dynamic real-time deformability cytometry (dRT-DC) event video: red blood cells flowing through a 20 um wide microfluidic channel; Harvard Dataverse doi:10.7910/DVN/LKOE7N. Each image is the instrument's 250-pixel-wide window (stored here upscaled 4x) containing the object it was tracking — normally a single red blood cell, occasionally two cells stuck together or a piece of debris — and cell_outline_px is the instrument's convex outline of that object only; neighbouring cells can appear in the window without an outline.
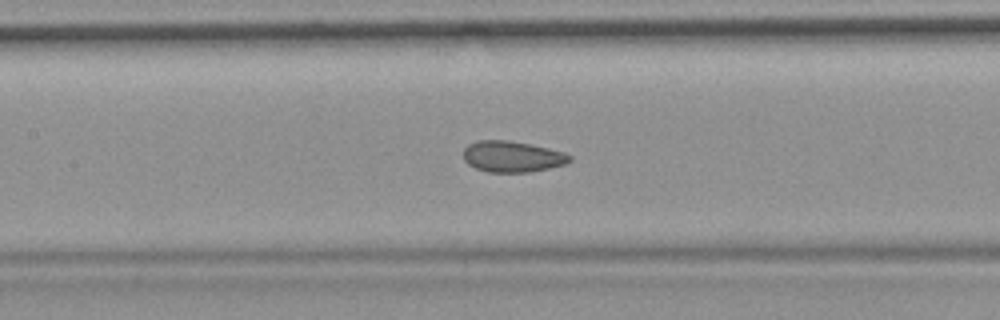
{"species": "common noctule bat (a hibernating species)", "species_latin": "Nyctalus noctula", "temperature_condition": "room temperature", "stored_images_in_passage": 54, "camera_frame_rate_fps": 3000, "um_per_image_px": 0.085, "animal": {"sex": "female", "body_mass_g": 19.9}, "frame": {"image": 1, "passage_image": 24, "time_ms": 7.667, "image_size_px": [1000, 320], "cell_outline_px": [[572, 160], [568, 164], [528, 172], [488, 172], [476, 168], [468, 164], [464, 160], [464, 148], [468, 144], [480, 140], [508, 140], [548, 148], [564, 152], [572, 156]], "centroid_in_image_um": [43.56, 13.31], "position_along_channel_um": 163.8, "area_um2": 19.25}, "authors_computed_cell_mechanics": {"area_um2": 20.6924, "velocity_mm_per_s": 3.6983, "shape_relaxation_time_tau1_ms": null, "shape_relaxation_time_tau2_ms": 1.109, "deformation_change_tau1": null, "deformation_change_tau2": 0.0629}}